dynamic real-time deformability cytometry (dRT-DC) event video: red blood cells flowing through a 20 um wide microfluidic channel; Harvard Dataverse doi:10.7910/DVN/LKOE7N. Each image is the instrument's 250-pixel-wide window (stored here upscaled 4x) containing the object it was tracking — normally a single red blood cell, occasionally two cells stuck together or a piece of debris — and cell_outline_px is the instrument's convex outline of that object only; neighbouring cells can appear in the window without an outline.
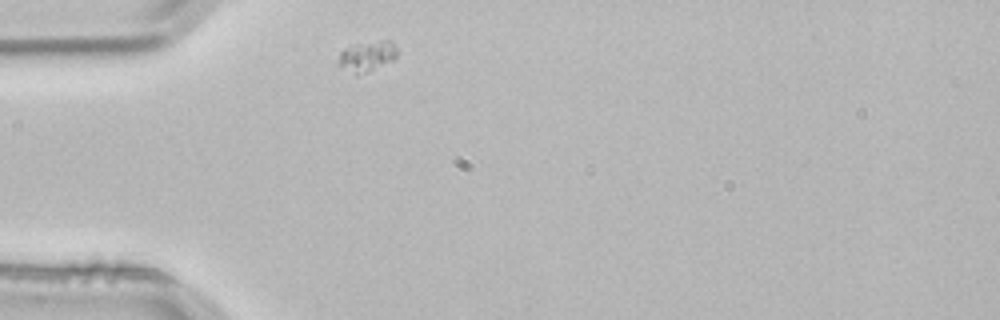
{"species": "common noctule bat (a hibernating species)", "species_latin": "Nyctalus noctula", "temperature_condition": "room temperature", "stored_images_in_passage": 1, "camera_frame_rate_fps": 3000, "um_per_image_px": 0.085, "animal": {"sex": "male", "body_mass_g": 21.5, "forearm_length_mm": 52.0}, "frame": {"image": 1, "passage_image": 1, "time_ms": 0.0, "image_size_px": [1000, 320], "cell_outline_px": [[396, 56], [392, 60], [368, 72], [356, 76], [336, 64], [340, 52], [344, 48], [356, 44], [380, 40], [388, 40], [396, 48]], "centroid_in_image_um": [31.13, 4.8], "position_along_channel_um": 53.9, "area_um2": 10.4}}